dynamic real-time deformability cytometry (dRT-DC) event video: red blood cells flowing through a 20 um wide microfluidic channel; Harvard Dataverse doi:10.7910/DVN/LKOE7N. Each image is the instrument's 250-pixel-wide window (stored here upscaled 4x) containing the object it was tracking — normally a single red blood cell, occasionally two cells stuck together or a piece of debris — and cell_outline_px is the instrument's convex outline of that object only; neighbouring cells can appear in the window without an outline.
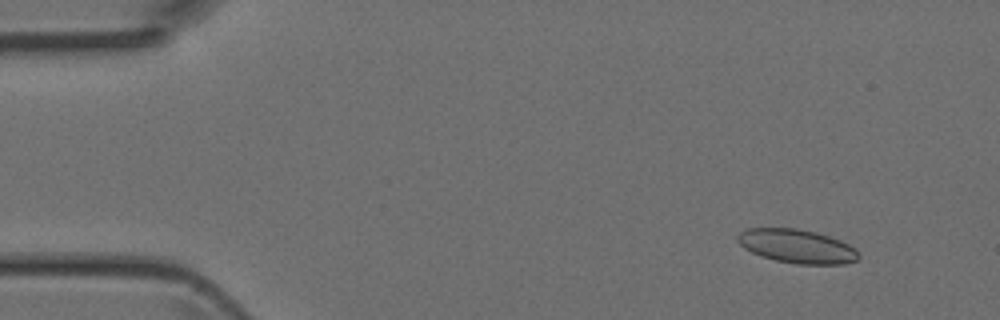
{"species": "Egyptian fruit bat (a non-hibernating species)", "species_latin": "Rousettus aegyptiacus", "temperature_condition": "room temperature", "stored_images_in_passage": 4, "camera_frame_rate_fps": 3000, "um_per_image_px": 0.085, "animal": {"sex": "female"}, "frame": {"image": 1, "passage_image": 1, "time_ms": 0.0, "image_size_px": [1000, 320], "cell_outline_px": [[860, 256], [856, 260], [844, 264], [796, 264], [776, 260], [760, 256], [744, 248], [736, 240], [736, 236], [744, 228], [800, 228], [816, 232], [840, 240], [856, 248]], "centroid_in_image_um": [67.72, 20.92], "position_along_channel_um": 17.3, "area_um2": 23.99}}
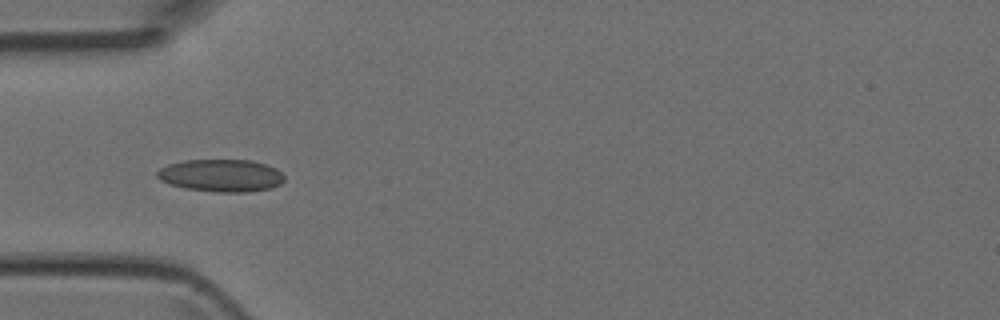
{"frame": {"image": 2, "passage_image": 4, "time_ms": 1.0, "image_size_px": [1000, 320], "cell_outline_px": [[284, 180], [280, 184], [272, 188], [248, 192], [216, 192], [184, 188], [168, 184], [160, 180], [156, 176], [156, 172], [160, 168], [168, 164], [184, 160], [252, 160], [276, 168], [284, 176]], "centroid_in_image_um": [18.77, 14.92], "position_along_channel_um": 66.2, "area_um2": 24.22}}